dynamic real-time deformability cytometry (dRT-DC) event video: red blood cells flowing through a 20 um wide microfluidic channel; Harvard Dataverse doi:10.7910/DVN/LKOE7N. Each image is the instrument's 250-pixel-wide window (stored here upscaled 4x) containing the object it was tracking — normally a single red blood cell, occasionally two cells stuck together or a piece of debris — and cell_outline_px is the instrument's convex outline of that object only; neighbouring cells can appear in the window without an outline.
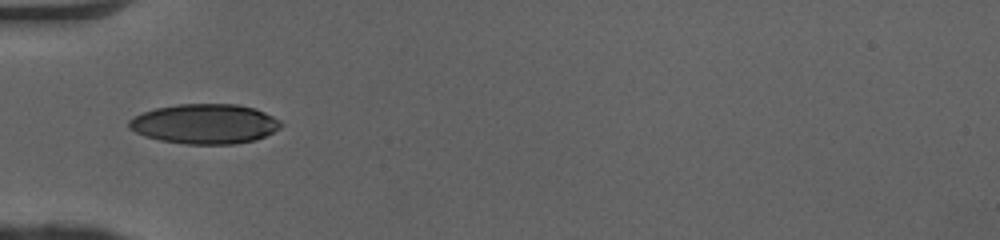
{"species": "human", "species_latin": "Homo sapiens", "temperature_condition": "cold", "stored_images_in_passage": 34, "camera_frame_rate_fps": 3000, "um_per_image_px": 0.085, "donor": {"sex": "female"}, "frame": {"image": 1, "passage_image": 1, "time_ms": 0.0, "image_size_px": [1000, 240], "cell_outline_px": [[284, 124], [280, 128], [256, 140], [236, 144], [188, 144], [160, 140], [144, 136], [128, 128], [128, 120], [144, 112], [156, 108], [176, 104], [236, 104], [252, 108], [264, 112], [280, 120]], "centroid_in_image_um": [17.41, 10.53], "position_along_channel_um": 67.6, "area_um2": 35.2}}
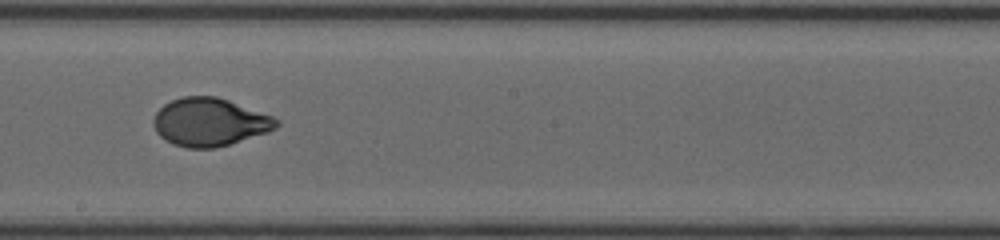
{"frame": {"image": 2, "passage_image": 13, "time_ms": 4.0, "image_size_px": [1000, 240], "cell_outline_px": [[280, 124], [276, 128], [268, 132], [216, 148], [188, 148], [172, 144], [164, 140], [156, 132], [152, 124], [152, 120], [156, 112], [164, 104], [172, 100], [184, 96], [216, 96], [228, 100], [272, 116], [280, 120]], "centroid_in_image_um": [17.8, 10.38], "position_along_channel_um": 230.4, "area_um2": 34.51}}
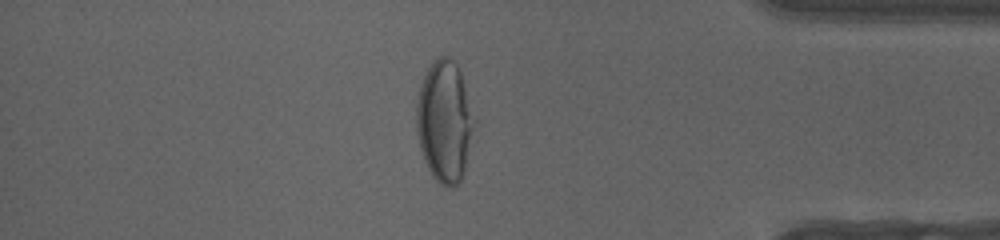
{"frame": {"image": 3, "passage_image": 27, "time_ms": 8.667, "image_size_px": [1000, 240], "cell_outline_px": [[476, 124], [464, 168], [460, 180], [452, 188], [448, 188], [440, 184], [432, 176], [424, 160], [420, 148], [416, 128], [416, 100], [420, 84], [428, 68], [440, 56], [448, 56], [456, 60], [476, 120]], "centroid_in_image_um": [37.79, 10.31], "position_along_channel_um": 397.4, "area_um2": 41.04}, "authors_computed_cell_mechanics": {"area_um2": 34.68, "velocity_mm_per_s": 4.1, "shape_relaxation_time_tau1_ms": 5.5358, "shape_relaxation_time_tau2_ms": null, "deformation_change_tau1": 0.2174, "deformation_change_tau2": null}}